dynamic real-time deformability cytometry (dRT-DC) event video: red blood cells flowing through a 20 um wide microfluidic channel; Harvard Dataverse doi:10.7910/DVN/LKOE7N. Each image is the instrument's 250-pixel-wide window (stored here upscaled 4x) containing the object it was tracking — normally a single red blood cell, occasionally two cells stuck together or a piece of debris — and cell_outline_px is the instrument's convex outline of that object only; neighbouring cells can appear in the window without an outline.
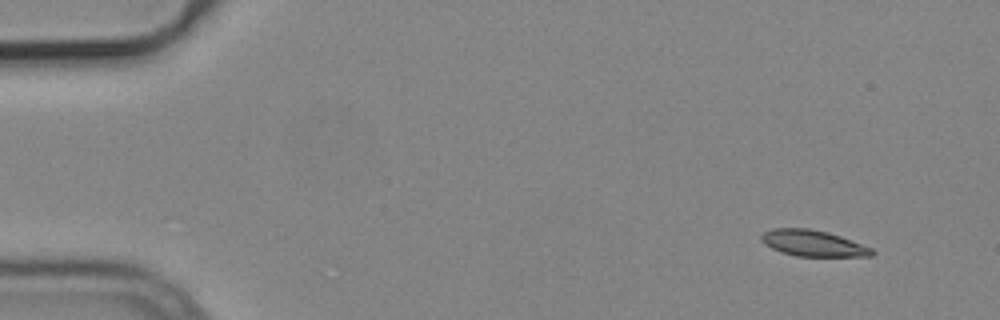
{"species": "common noctule bat (a hibernating species)", "species_latin": "Nyctalus noctula", "temperature_condition": "cold", "stored_images_in_passage": 53, "camera_frame_rate_fps": 3000, "um_per_image_px": 0.085, "animal": {"sex": "male", "body_mass_g": 19.2, "forearm_length_mm": 51.8}, "frame": {"image": 1, "passage_image": 3, "time_ms": 0.667, "image_size_px": [1000, 320], "cell_outline_px": [[876, 252], [872, 256], [796, 256], [780, 252], [764, 244], [760, 240], [760, 236], [764, 232], [772, 228], [808, 228], [828, 232], [840, 236], [872, 248]], "centroid_in_image_um": [69.08, 20.67], "position_along_channel_um": 15.9, "area_um2": 16.88}}
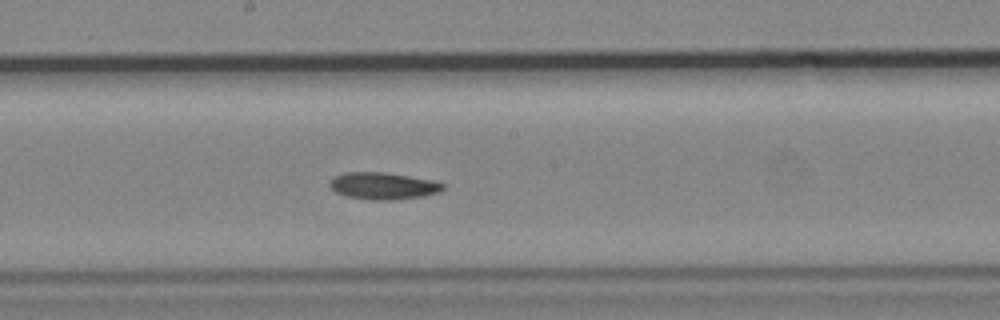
{"frame": {"image": 2, "passage_image": 28, "time_ms": 9.0, "image_size_px": [1000, 320], "cell_outline_px": [[444, 188], [440, 192], [424, 196], [396, 200], [372, 200], [348, 196], [336, 192], [328, 184], [336, 176], [344, 172], [384, 172], [432, 180], [444, 184]], "centroid_in_image_um": [32.59, 15.8], "position_along_channel_um": 215.6, "area_um2": 17.69}}
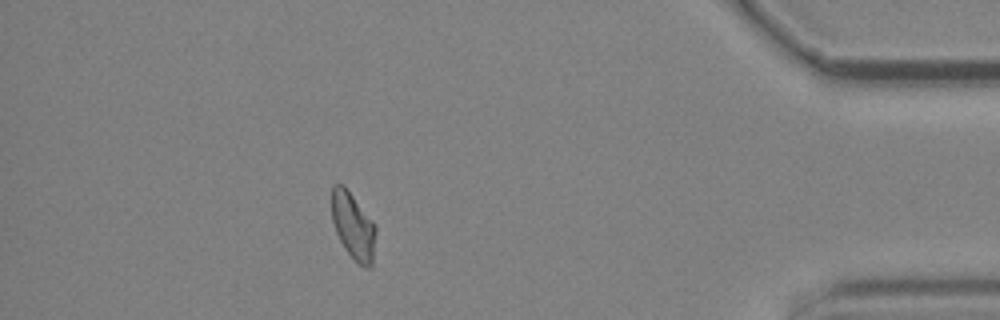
{"frame": {"image": 3, "passage_image": 47, "time_ms": 15.333, "image_size_px": [1000, 320], "cell_outline_px": [[376, 228], [372, 264], [368, 268], [364, 268], [344, 248], [336, 232], [332, 220], [332, 184], [344, 184], [376, 224]], "centroid_in_image_um": [30.02, 19.17], "position_along_channel_um": 405.2, "area_um2": 17.11}}